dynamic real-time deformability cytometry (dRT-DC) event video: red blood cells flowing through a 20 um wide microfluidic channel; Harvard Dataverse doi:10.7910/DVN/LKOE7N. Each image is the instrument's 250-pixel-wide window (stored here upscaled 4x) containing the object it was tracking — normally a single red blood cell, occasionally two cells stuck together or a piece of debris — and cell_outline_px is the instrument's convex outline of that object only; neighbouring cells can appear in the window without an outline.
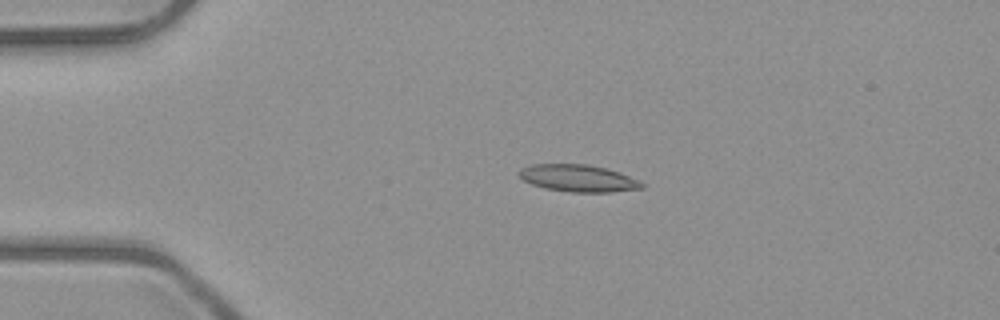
{"species": "common noctule bat (a hibernating species)", "species_latin": "Nyctalus noctula", "temperature_condition": "room temperature", "stored_images_in_passage": 5, "segment_of_instrument_passage": [1, 2], "camera_frame_rate_fps": 3000, "um_per_image_px": 0.085, "animal": {"sex": "male", "body_mass_g": 23.1, "forearm_length_mm": 52.7}, "frame": {"image": 1, "passage_image": 3, "time_ms": 2.333, "image_size_px": [1000, 320], "cell_outline_px": [[644, 188], [612, 192], [568, 192], [544, 188], [532, 184], [524, 180], [516, 172], [520, 168], [532, 164], [588, 164], [604, 168], [628, 176], [644, 184]], "centroid_in_image_um": [49.09, 15.15], "position_along_channel_um": 35.9, "area_um2": 19.25}}